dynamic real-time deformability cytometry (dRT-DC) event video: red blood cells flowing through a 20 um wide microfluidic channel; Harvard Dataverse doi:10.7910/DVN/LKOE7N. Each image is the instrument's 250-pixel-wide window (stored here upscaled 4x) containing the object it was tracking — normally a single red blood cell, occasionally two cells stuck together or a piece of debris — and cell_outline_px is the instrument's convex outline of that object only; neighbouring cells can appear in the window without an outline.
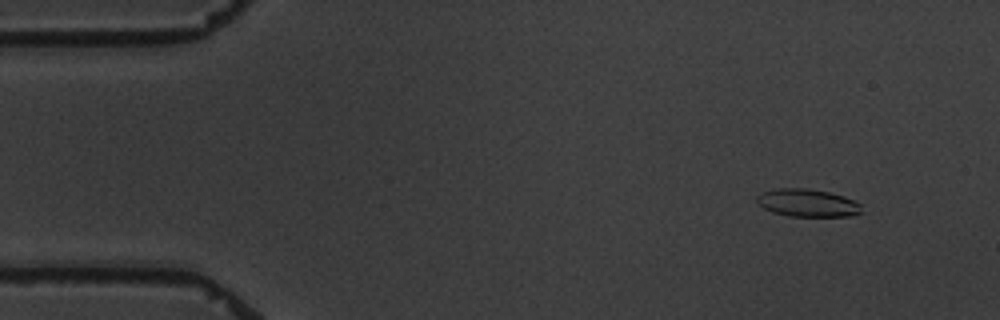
{"species": "common noctule bat (a hibernating species)", "species_latin": "Nyctalus noctula", "temperature_condition": "warm", "stored_images_in_passage": 5, "camera_frame_rate_fps": 3000, "um_per_image_px": 0.085, "animal": {"sex": "male", "body_mass_g": 19.5, "forearm_length_mm": 54.6}, "frame": {"image": 1, "passage_image": 2, "time_ms": 1.333, "image_size_px": [1000, 320], "cell_outline_px": [[860, 212], [852, 216], [788, 216], [772, 212], [756, 204], [756, 196], [760, 192], [776, 188], [808, 188], [828, 192], [844, 196], [860, 204]], "centroid_in_image_um": [68.56, 17.24], "position_along_channel_um": 16.4, "area_um2": 16.99}}
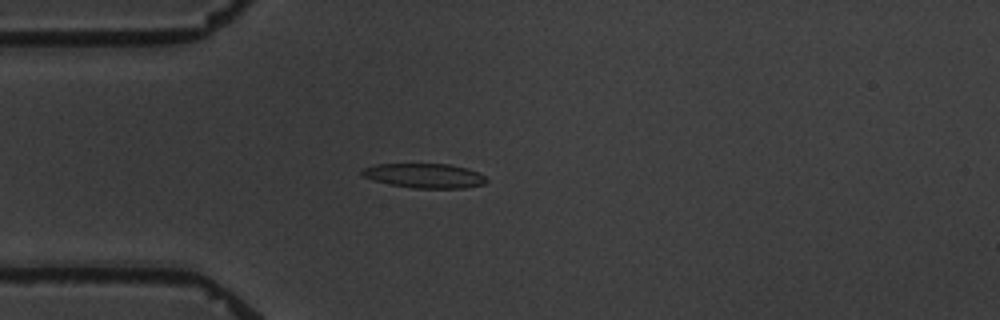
{"frame": {"image": 2, "passage_image": 5, "time_ms": 4.667, "image_size_px": [1000, 320], "cell_outline_px": [[488, 180], [484, 184], [464, 188], [412, 188], [392, 184], [376, 180], [364, 176], [360, 172], [364, 168], [376, 164], [448, 164], [480, 172]], "centroid_in_image_um": [36.13, 14.93], "position_along_channel_um": 48.9, "area_um2": 17.51}}